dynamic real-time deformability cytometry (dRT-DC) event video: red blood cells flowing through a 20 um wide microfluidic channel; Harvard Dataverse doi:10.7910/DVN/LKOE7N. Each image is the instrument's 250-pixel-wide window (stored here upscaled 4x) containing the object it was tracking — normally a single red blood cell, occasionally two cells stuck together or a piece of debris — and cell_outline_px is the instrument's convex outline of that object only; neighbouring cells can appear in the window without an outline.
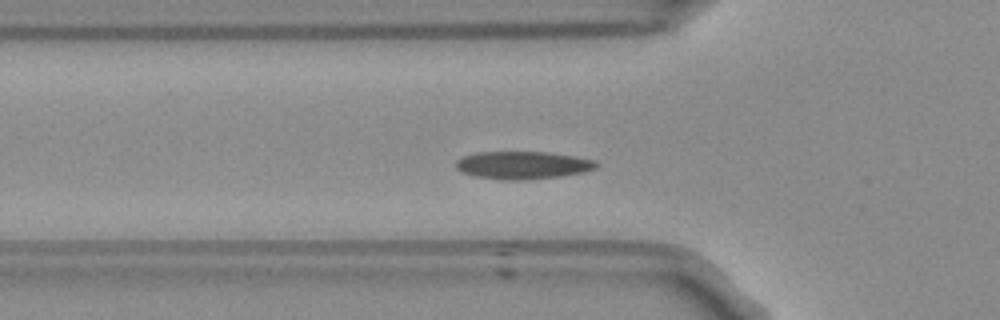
{"species": "Egyptian fruit bat (a non-hibernating species)", "species_latin": "Rousettus aegyptiacus", "temperature_condition": "room temperature", "stored_images_in_passage": 46, "camera_frame_rate_fps": 3000, "um_per_image_px": 0.085, "frame": {"image": 1, "passage_image": 9, "time_ms": 2.667, "image_size_px": [1000, 320], "cell_outline_px": [[600, 164], [596, 168], [584, 172], [560, 176], [524, 180], [504, 180], [472, 176], [460, 172], [456, 168], [456, 160], [464, 156], [476, 152], [544, 152], [576, 156], [596, 160]], "centroid_in_image_um": [44.43, 14.04], "position_along_channel_um": 81.4, "area_um2": 22.89}}
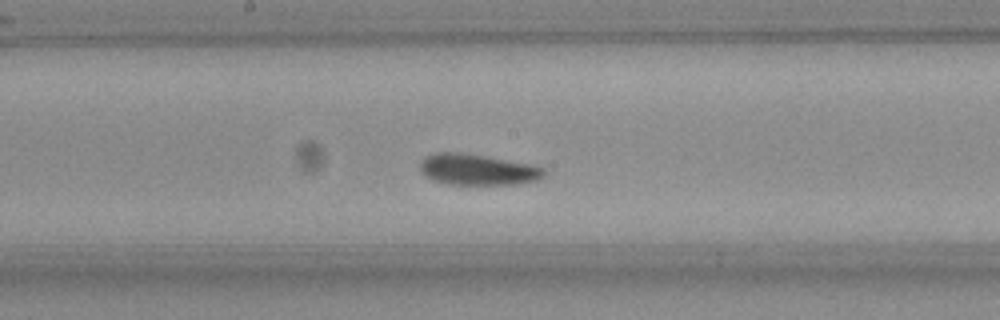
{"frame": {"image": 2, "passage_image": 19, "time_ms": 6.0, "image_size_px": [1000, 320], "cell_outline_px": [[544, 176], [536, 180], [520, 184], [444, 184], [424, 176], [420, 172], [420, 164], [428, 156], [436, 152], [456, 152], [484, 156], [528, 164], [544, 168]], "centroid_in_image_um": [40.56, 14.43], "position_along_channel_um": 207.6, "area_um2": 22.08}}
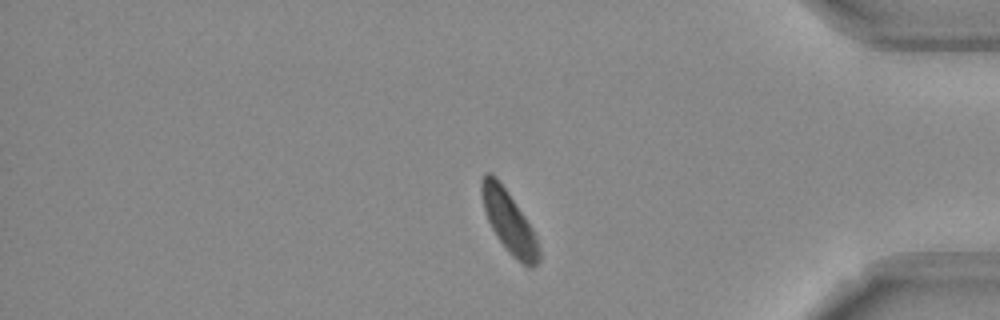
{"frame": {"image": 3, "passage_image": 36, "time_ms": 11.667, "image_size_px": [1000, 320], "cell_outline_px": [[540, 260], [532, 268], [528, 268], [516, 260], [508, 252], [496, 236], [488, 220], [484, 208], [480, 192], [480, 180], [484, 172], [492, 172], [496, 176], [508, 192], [532, 228], [536, 236], [540, 252]], "centroid_in_image_um": [43.25, 18.84], "position_along_channel_um": 392.0, "area_um2": 20.81}, "authors_computed_cell_mechanics": {"area_um2": 21.675, "velocity_mm_per_s": 3.7727, "shape_relaxation_time_tau1_ms": 2.1422, "shape_relaxation_time_tau2_ms": null, "deformation_change_tau1": 0.0798, "deformation_change_tau2": null}}